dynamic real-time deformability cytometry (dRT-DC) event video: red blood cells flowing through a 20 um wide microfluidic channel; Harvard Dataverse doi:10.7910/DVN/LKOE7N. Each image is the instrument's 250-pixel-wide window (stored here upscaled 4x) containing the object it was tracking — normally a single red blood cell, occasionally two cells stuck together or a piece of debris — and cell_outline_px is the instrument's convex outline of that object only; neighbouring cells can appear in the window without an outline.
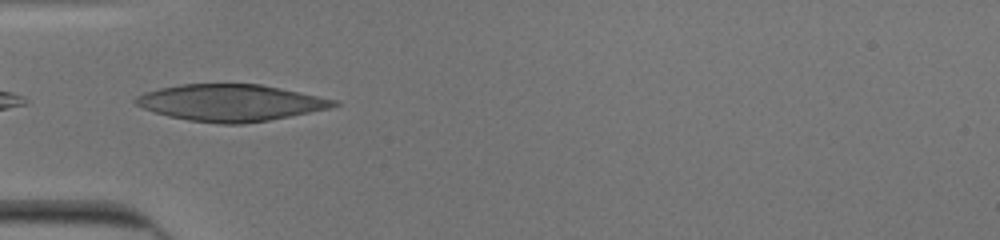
{"species": "human", "species_latin": "Homo sapiens", "temperature_condition": "cold", "stored_images_in_passage": 34, "camera_frame_rate_fps": 3000, "um_per_image_px": 0.085, "donor": {"sex": "male"}, "frame": {"image": 1, "passage_image": 1, "time_ms": 0.0, "image_size_px": [1000, 240], "cell_outline_px": [[340, 104], [332, 108], [268, 120], [244, 124], [220, 124], [188, 120], [168, 116], [144, 108], [136, 104], [132, 100], [136, 96], [144, 92], [160, 88], [180, 84], [260, 84], [300, 92], [336, 100]], "centroid_in_image_um": [19.59, 8.73], "position_along_channel_um": 65.4, "area_um2": 42.25}}
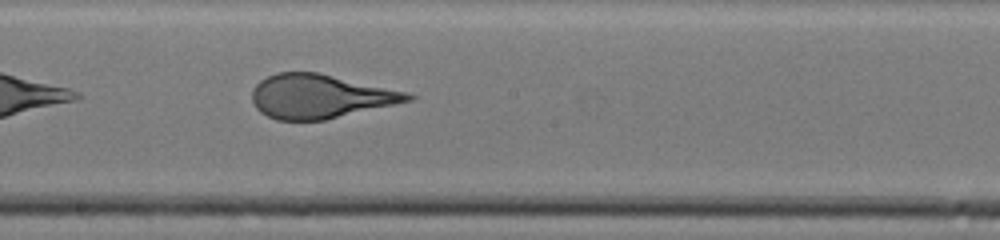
{"frame": {"image": 2, "passage_image": 13, "time_ms": 4.0, "image_size_px": [1000, 240], "cell_outline_px": [[416, 96], [412, 100], [324, 120], [276, 120], [260, 112], [256, 108], [252, 100], [252, 88], [260, 80], [276, 72], [316, 72], [408, 92]], "centroid_in_image_um": [27.16, 8.19], "position_along_channel_um": 221.0, "area_um2": 39.59}}
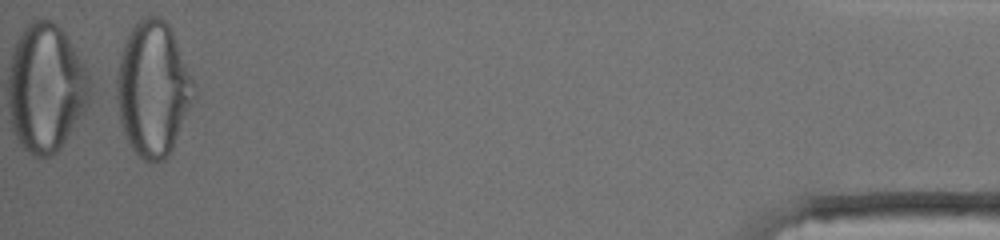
{"frame": {"image": 3, "passage_image": 34, "time_ms": 11.0, "image_size_px": [1000, 240], "cell_outline_px": [[196, 96], [172, 148], [168, 156], [164, 160], [156, 164], [148, 164], [132, 148], [124, 132], [120, 120], [116, 96], [116, 80], [120, 56], [124, 40], [132, 28], [144, 16], [160, 16], [168, 24], [172, 32], [196, 88]], "centroid_in_image_um": [13.0, 7.58], "position_along_channel_um": 422.2, "area_um2": 60.4}}